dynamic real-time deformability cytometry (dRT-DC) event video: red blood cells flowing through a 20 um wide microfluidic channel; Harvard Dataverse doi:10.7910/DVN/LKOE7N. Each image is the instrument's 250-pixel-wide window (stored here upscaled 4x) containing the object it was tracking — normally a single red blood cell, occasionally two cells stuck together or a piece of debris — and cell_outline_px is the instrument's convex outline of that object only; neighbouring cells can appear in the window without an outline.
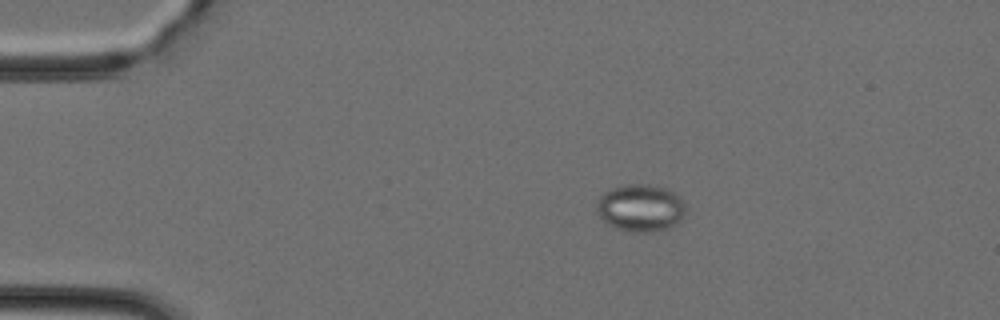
{"species": "Egyptian fruit bat (a non-hibernating species)", "species_latin": "Rousettus aegyptiacus", "temperature_condition": "cold", "stored_images_in_passage": 46, "camera_frame_rate_fps": 3000, "um_per_image_px": 0.085, "animal": {"sex": "female"}, "frame": {"image": 1, "passage_image": 9, "time_ms": 2.667, "image_size_px": [1000, 320], "cell_outline_px": [[688, 208], [680, 220], [672, 228], [652, 232], [632, 232], [616, 228], [608, 224], [596, 212], [596, 204], [600, 196], [604, 192], [612, 188], [624, 184], [648, 184], [664, 188], [676, 192]], "centroid_in_image_um": [54.47, 17.67], "position_along_channel_um": 30.5, "area_um2": 24.91}}
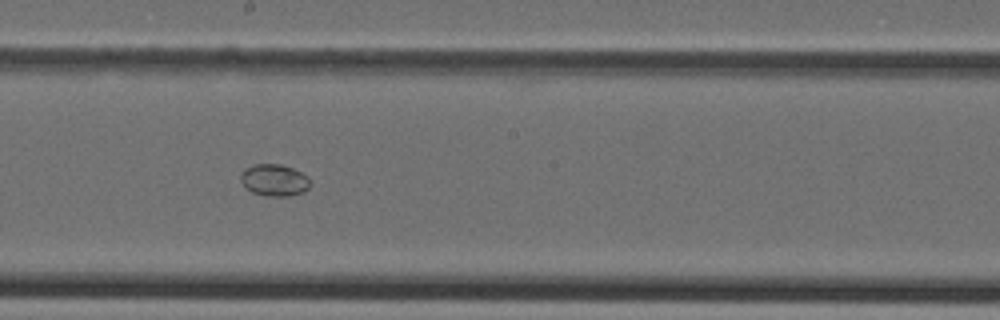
{"frame": {"image": 2, "passage_image": 26, "time_ms": 8.333, "image_size_px": [1000, 320], "cell_outline_px": [[312, 184], [304, 192], [288, 196], [268, 196], [252, 192], [240, 180], [240, 172], [244, 168], [256, 164], [280, 164], [292, 168], [308, 176]], "centroid_in_image_um": [23.33, 15.3], "position_along_channel_um": 224.9, "area_um2": 12.95}}
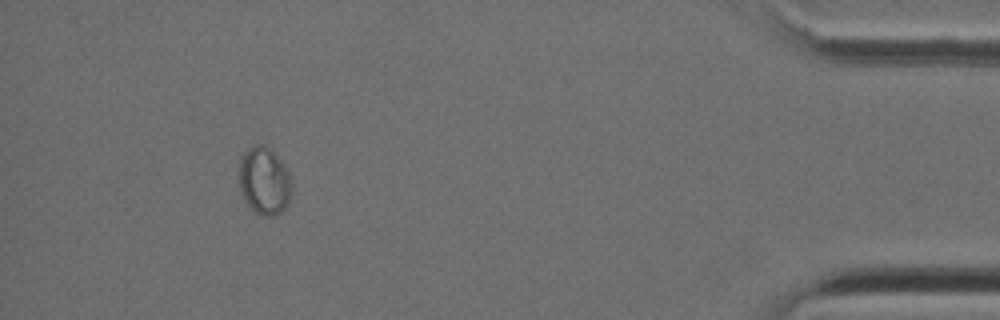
{"frame": {"image": 3, "passage_image": 43, "time_ms": 14.0, "image_size_px": [1000, 320], "cell_outline_px": [[292, 188], [288, 204], [280, 212], [272, 216], [260, 216], [240, 196], [240, 160], [244, 152], [252, 144], [264, 144], [280, 160], [288, 172], [292, 180]], "centroid_in_image_um": [22.46, 15.38], "position_along_channel_um": 412.7, "area_um2": 20.75}}